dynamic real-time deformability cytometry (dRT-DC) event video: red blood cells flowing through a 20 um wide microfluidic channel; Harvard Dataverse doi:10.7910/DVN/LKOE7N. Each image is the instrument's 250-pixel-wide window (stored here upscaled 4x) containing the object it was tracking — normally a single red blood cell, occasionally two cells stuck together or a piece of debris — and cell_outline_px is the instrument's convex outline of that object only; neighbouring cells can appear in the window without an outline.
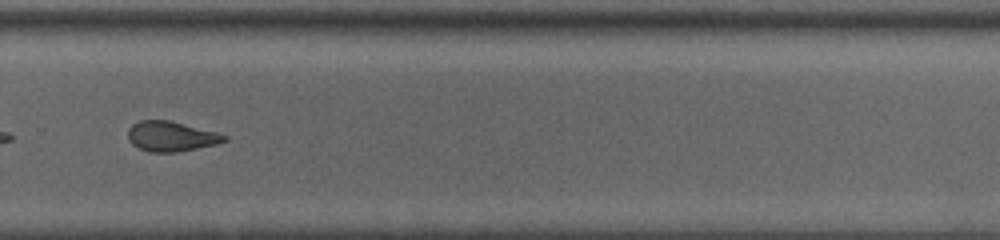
{"species": "common noctule bat (a hibernating species)", "species_latin": "Nyctalus noctula", "temperature_condition": "room temperature", "stored_images_in_passage": 34, "camera_frame_rate_fps": 3000, "um_per_image_px": 0.085, "animal": {"sex": "male", "body_mass_g": 13.0, "forearm_length_mm": 53.1}, "frame": {"image": 1, "passage_image": 20, "time_ms": 6.333, "image_size_px": [1000, 240], "cell_outline_px": [[228, 140], [216, 144], [176, 152], [148, 152], [132, 144], [128, 140], [128, 128], [132, 124], [140, 120], [168, 120], [216, 132], [228, 136]], "centroid_in_image_um": [14.52, 11.59], "position_along_channel_um": 315.3, "area_um2": 16.76}, "authors_computed_cell_mechanics": {"area_um2": 17.8891, "velocity_mm_per_s": 3.9796, "shape_relaxation_time_tau1_ms": 3.5658, "shape_relaxation_time_tau2_ms": 1.8729, "deformation_change_tau1": 0.138, "deformation_change_tau2": 0.0961}}